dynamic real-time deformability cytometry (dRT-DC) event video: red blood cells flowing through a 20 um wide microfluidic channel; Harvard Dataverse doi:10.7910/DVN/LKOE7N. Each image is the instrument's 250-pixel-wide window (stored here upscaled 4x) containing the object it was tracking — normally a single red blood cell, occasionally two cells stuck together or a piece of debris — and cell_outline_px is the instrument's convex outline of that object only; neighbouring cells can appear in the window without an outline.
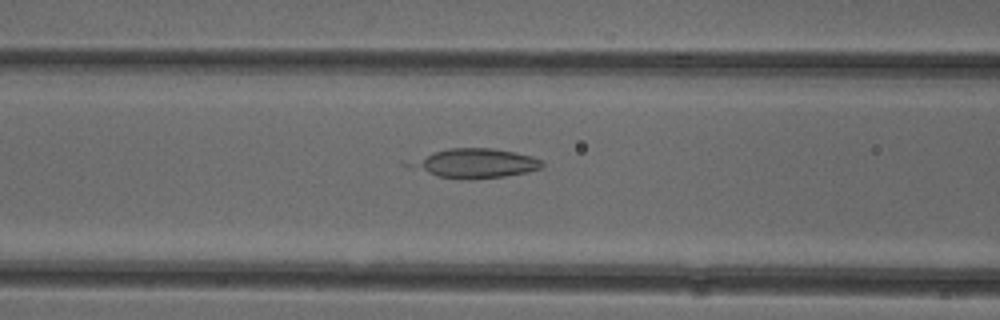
{"species": "common noctule bat (a hibernating species)", "species_latin": "Nyctalus noctula", "temperature_condition": "cold", "stored_images_in_passage": 52, "camera_frame_rate_fps": 3000, "um_per_image_px": 0.085, "animal": {"sex": "female"}, "frame": {"image": 1, "passage_image": 21, "time_ms": 6.667, "image_size_px": [1000, 320], "cell_outline_px": [[544, 164], [540, 168], [528, 172], [504, 176], [436, 176], [400, 164], [400, 160], [448, 148], [492, 148], [516, 152], [532, 156], [544, 160]], "centroid_in_image_um": [40.25, 13.82], "position_along_channel_um": 126.4, "area_um2": 22.43}}
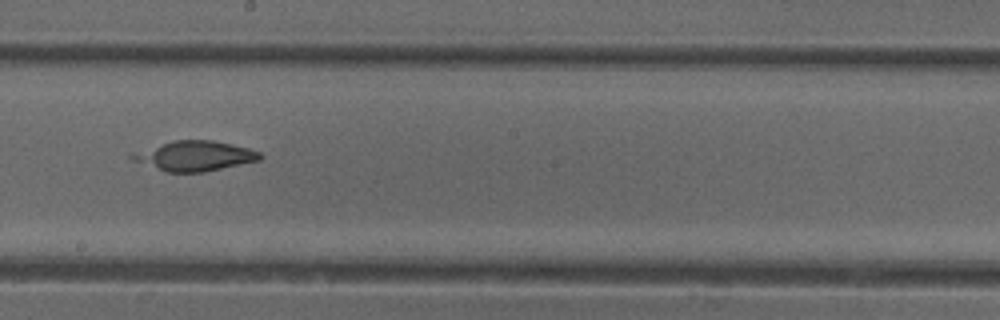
{"frame": {"image": 2, "passage_image": 29, "time_ms": 9.333, "image_size_px": [1000, 320], "cell_outline_px": [[264, 156], [260, 160], [204, 172], [164, 172], [132, 160], [128, 156], [172, 140], [212, 140], [232, 144], [248, 148], [260, 152]], "centroid_in_image_um": [16.59, 13.26], "position_along_channel_um": 231.6, "area_um2": 22.02}}
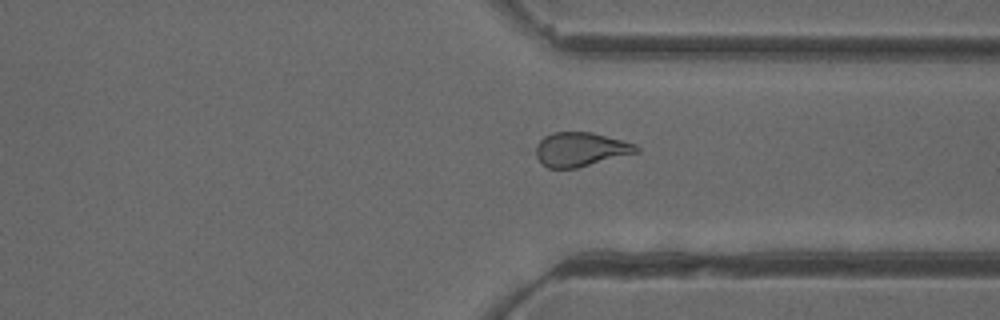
{"frame": {"image": 3, "passage_image": 39, "time_ms": 12.667, "image_size_px": [1000, 320], "cell_outline_px": [[640, 152], [576, 168], [548, 168], [536, 156], [536, 144], [544, 136], [552, 132], [592, 132], [636, 144], [640, 148]], "centroid_in_image_um": [49.36, 12.69], "position_along_channel_um": 362.0, "area_um2": 19.94}}